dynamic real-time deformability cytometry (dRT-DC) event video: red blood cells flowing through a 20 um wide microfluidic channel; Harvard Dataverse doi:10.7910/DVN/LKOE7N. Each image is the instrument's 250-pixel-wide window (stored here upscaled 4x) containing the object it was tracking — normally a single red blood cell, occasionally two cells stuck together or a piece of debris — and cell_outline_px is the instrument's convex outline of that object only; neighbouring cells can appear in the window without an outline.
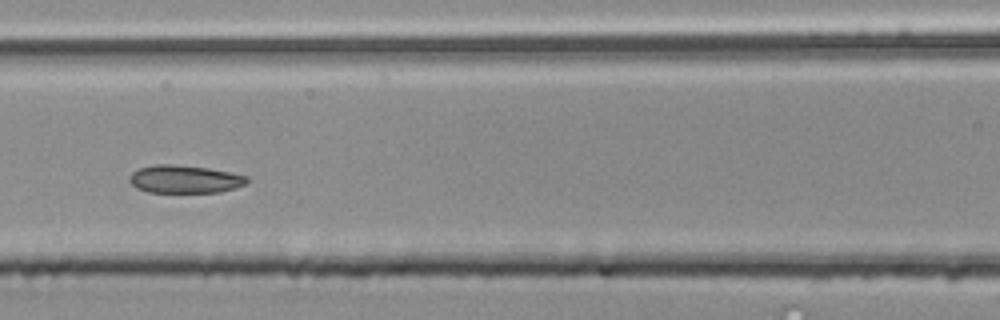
{"species": "common noctule bat (a hibernating species)", "species_latin": "Nyctalus noctula", "temperature_condition": "room temperature", "stored_images_in_passage": 29, "camera_frame_rate_fps": 3000, "um_per_image_px": 0.085, "animal": {"sex": "male", "body_mass_g": 20.4}, "frame": {"image": 1, "passage_image": 9, "time_ms": 2.667, "image_size_px": [1000, 320], "cell_outline_px": [[248, 180], [244, 184], [236, 188], [220, 192], [148, 192], [136, 188], [128, 180], [128, 176], [132, 172], [140, 168], [156, 164], [172, 164], [208, 168], [248, 176]], "centroid_in_image_um": [15.67, 15.23], "position_along_channel_um": 150.9, "area_um2": 19.07}}
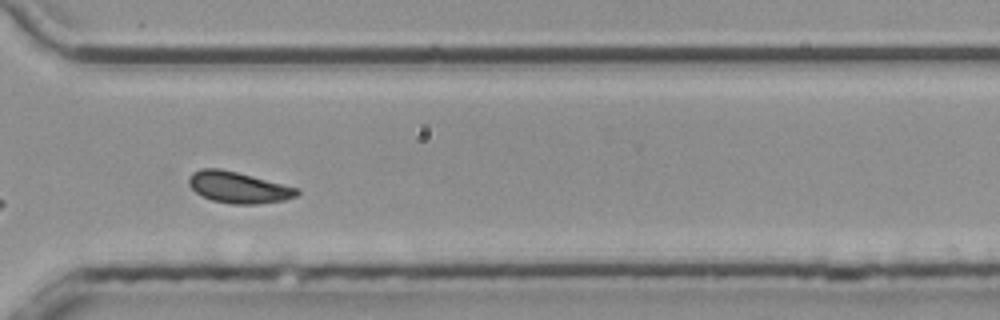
{"frame": {"image": 2, "passage_image": 25, "time_ms": 8.0, "image_size_px": [1000, 320], "cell_outline_px": [[300, 192], [296, 196], [284, 200], [256, 204], [232, 204], [212, 200], [196, 192], [188, 184], [188, 180], [192, 172], [200, 168], [220, 168], [300, 188]], "centroid_in_image_um": [20.27, 15.92], "position_along_channel_um": 350.3, "area_um2": 19.65}, "authors_computed_cell_mechanics": {"area_um2": 19.0162, "velocity_mm_per_s": 3.7531, "shape_relaxation_time_tau1_ms": null, "shape_relaxation_time_tau2_ms": 10.0746, "deformation_change_tau1": null, "deformation_change_tau2": 0.1503}}